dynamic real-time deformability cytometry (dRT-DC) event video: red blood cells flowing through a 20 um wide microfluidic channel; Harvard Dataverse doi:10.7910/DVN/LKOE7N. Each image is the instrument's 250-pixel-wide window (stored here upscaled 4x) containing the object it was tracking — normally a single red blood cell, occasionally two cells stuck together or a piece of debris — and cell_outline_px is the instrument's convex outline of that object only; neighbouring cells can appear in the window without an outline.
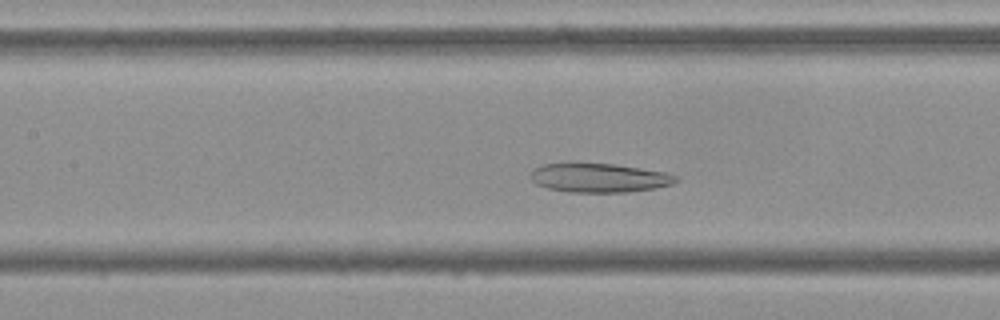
{"species": "Egyptian fruit bat (a non-hibernating species)", "species_latin": "Rousettus aegyptiacus", "temperature_condition": "cold", "stored_images_in_passage": 51, "camera_frame_rate_fps": 3000, "um_per_image_px": 0.085, "frame": {"image": 1, "passage_image": 20, "time_ms": 6.333, "image_size_px": [1000, 320], "cell_outline_px": [[680, 180], [672, 184], [656, 188], [628, 192], [568, 192], [548, 188], [536, 184], [528, 176], [536, 168], [544, 164], [568, 160], [612, 164], [668, 172], [680, 176]], "centroid_in_image_um": [50.92, 15.08], "position_along_channel_um": 156.5, "area_um2": 25.49}}
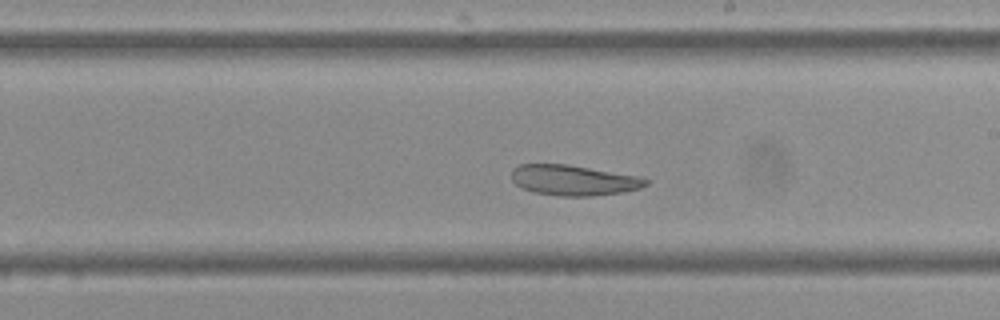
{"frame": {"image": 2, "passage_image": 27, "time_ms": 8.667, "image_size_px": [1000, 320], "cell_outline_px": [[648, 184], [640, 188], [624, 192], [592, 196], [560, 196], [536, 192], [520, 188], [512, 180], [512, 168], [520, 164], [568, 164], [640, 176], [648, 180]], "centroid_in_image_um": [48.76, 15.31], "position_along_channel_um": 240.2, "area_um2": 23.93}}
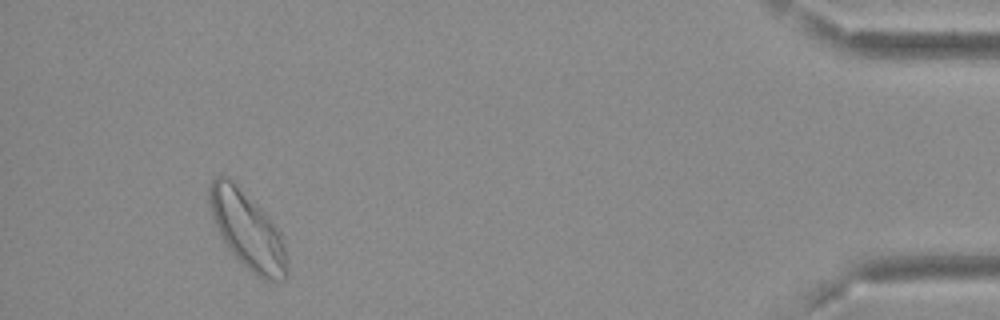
{"frame": {"image": 3, "passage_image": 47, "time_ms": 15.333, "image_size_px": [1000, 320], "cell_outline_px": [[288, 276], [284, 280], [264, 280], [256, 276], [224, 244], [212, 220], [208, 200], [208, 188], [212, 180], [216, 176], [228, 176], [268, 216], [280, 232], [284, 244], [288, 268]], "centroid_in_image_um": [21.01, 19.57], "position_along_channel_um": 414.2, "area_um2": 34.8}}